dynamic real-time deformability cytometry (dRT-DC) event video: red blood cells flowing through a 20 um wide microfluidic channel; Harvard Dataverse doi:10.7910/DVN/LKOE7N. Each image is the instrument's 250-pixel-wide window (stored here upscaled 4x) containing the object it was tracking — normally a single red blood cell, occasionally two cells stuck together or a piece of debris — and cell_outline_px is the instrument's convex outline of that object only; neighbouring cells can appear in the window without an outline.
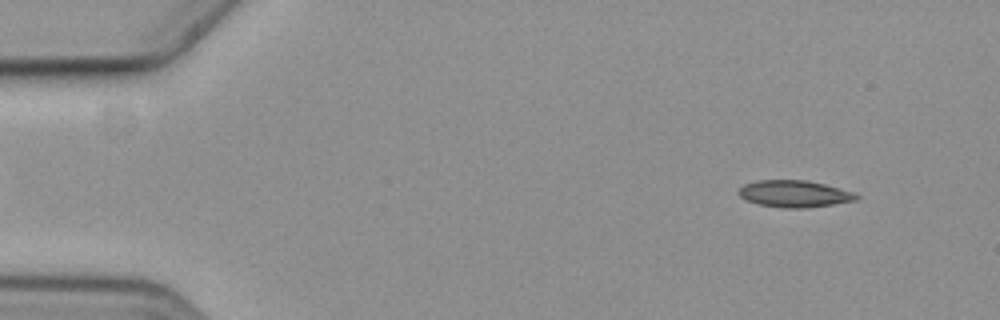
{"species": "common noctule bat (a hibernating species)", "species_latin": "Nyctalus noctula", "temperature_condition": "cold", "stored_images_in_passage": 4, "camera_frame_rate_fps": 3000, "um_per_image_px": 0.085, "animal": {"sex": "female", "body_mass_g": 19.3, "forearm_length_mm": 54.1}, "frame": {"image": 1, "passage_image": 1, "time_ms": 0.0, "image_size_px": [1000, 320], "cell_outline_px": [[860, 196], [856, 200], [832, 204], [804, 208], [784, 208], [760, 204], [748, 200], [740, 196], [736, 192], [744, 184], [756, 180], [808, 180], [824, 184], [852, 192]], "centroid_in_image_um": [67.49, 16.46], "position_along_channel_um": 17.5, "area_um2": 18.21}}
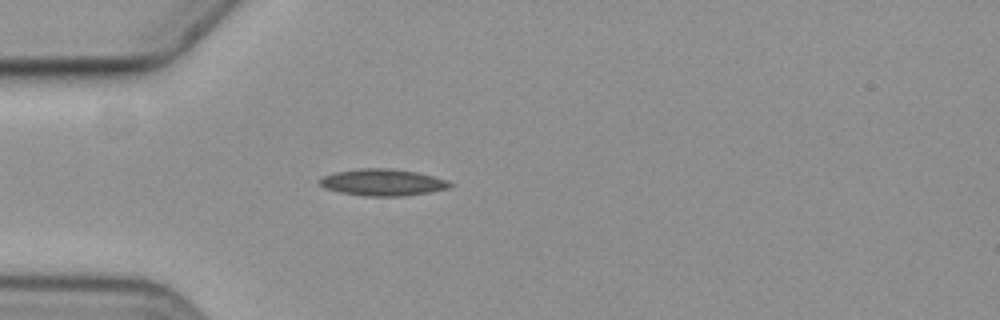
{"frame": {"image": 2, "passage_image": 4, "time_ms": 3.667, "image_size_px": [1000, 320], "cell_outline_px": [[456, 184], [448, 188], [428, 192], [404, 196], [368, 196], [340, 192], [324, 188], [320, 184], [320, 180], [324, 176], [336, 172], [360, 168], [392, 168], [416, 172], [448, 180]], "centroid_in_image_um": [32.56, 15.5], "position_along_channel_um": 52.4, "area_um2": 20.17}}